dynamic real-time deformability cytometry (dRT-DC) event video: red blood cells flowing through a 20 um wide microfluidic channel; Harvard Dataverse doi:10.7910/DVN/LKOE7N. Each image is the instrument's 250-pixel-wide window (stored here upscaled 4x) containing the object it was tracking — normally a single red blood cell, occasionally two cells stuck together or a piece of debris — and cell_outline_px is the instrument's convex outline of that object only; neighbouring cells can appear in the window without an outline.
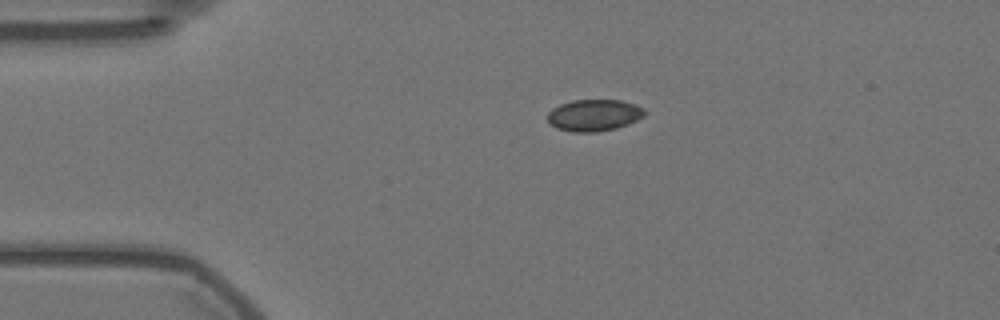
{"species": "Egyptian fruit bat (a non-hibernating species)", "species_latin": "Rousettus aegyptiacus", "temperature_condition": "warm", "stored_images_in_passage": 46, "camera_frame_rate_fps": 3000, "um_per_image_px": 0.085, "animal": {"sex": "female"}, "frame": {"image": 1, "passage_image": 1, "time_ms": 0.0, "image_size_px": [1000, 320], "cell_outline_px": [[644, 116], [628, 124], [616, 128], [596, 132], [572, 132], [556, 128], [548, 124], [548, 112], [552, 108], [560, 104], [572, 100], [620, 100], [636, 104], [644, 108]], "centroid_in_image_um": [50.46, 9.79], "position_along_channel_um": 34.5, "area_um2": 18.03}}
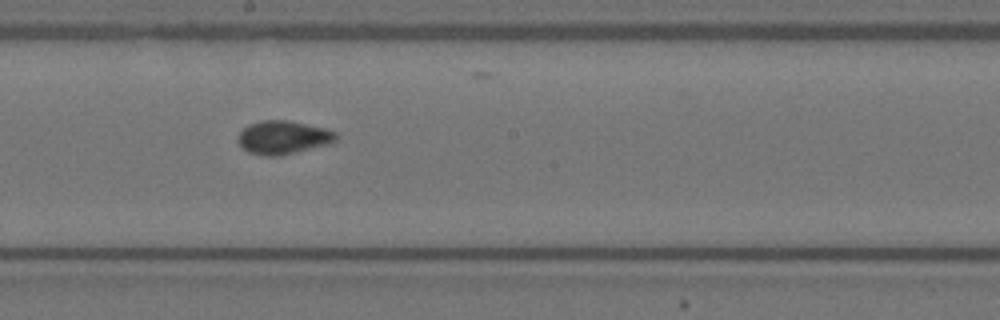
{"frame": {"image": 2, "passage_image": 20, "time_ms": 6.333, "image_size_px": [1000, 320], "cell_outline_px": [[336, 140], [328, 144], [280, 156], [264, 156], [248, 152], [240, 144], [240, 132], [248, 124], [264, 120], [288, 120], [324, 128], [336, 132]], "centroid_in_image_um": [24.07, 11.68], "position_along_channel_um": 224.1, "area_um2": 18.79}}
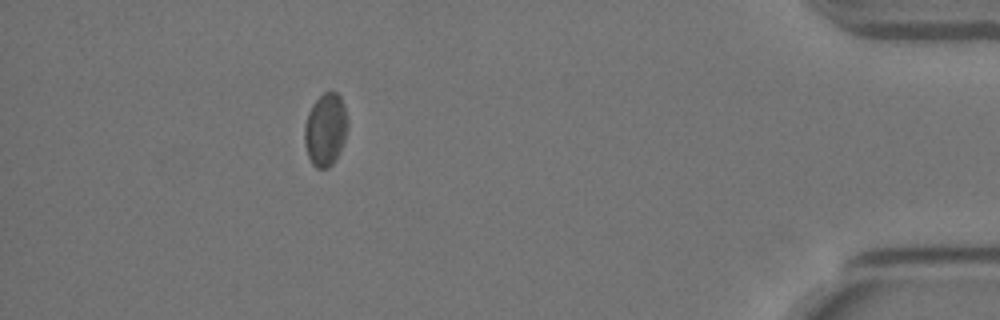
{"frame": {"image": 3, "passage_image": 40, "time_ms": 13.0, "image_size_px": [1000, 320], "cell_outline_px": [[348, 124], [344, 140], [336, 160], [328, 168], [316, 168], [312, 164], [308, 156], [304, 144], [304, 124], [308, 112], [312, 104], [324, 92], [336, 92], [340, 96], [344, 104], [348, 120]], "centroid_in_image_um": [27.66, 11.02], "position_along_channel_um": 407.5, "area_um2": 18.44}, "authors_computed_cell_mechanics": {"area_um2": 18.3804, "velocity_mm_per_s": 3.5673, "shape_relaxation_time_tau1_ms": 3.1501, "shape_relaxation_time_tau2_ms": 2.7817, "deformation_change_tau1": 0.0711, "deformation_change_tau2": 0.0441}}